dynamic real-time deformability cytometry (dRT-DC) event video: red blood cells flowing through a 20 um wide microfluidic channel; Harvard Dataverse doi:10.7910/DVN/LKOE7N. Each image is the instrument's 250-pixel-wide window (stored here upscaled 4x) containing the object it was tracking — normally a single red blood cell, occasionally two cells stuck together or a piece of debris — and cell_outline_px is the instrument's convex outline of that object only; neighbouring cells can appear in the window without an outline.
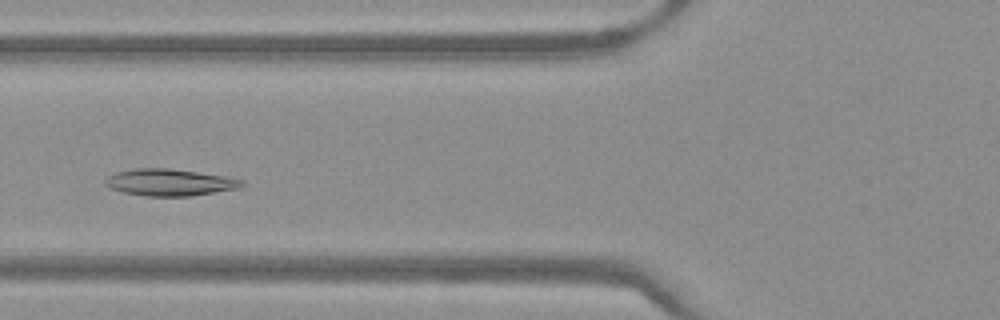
{"species": "Egyptian fruit bat (a non-hibernating species)", "species_latin": "Rousettus aegyptiacus", "temperature_condition": "warm", "stored_images_in_passage": 42, "camera_frame_rate_fps": 3000, "um_per_image_px": 0.085, "frame": {"image": 1, "passage_image": 11, "time_ms": 3.333, "image_size_px": [1000, 320], "cell_outline_px": [[244, 184], [236, 188], [192, 196], [144, 196], [124, 192], [112, 188], [104, 184], [104, 180], [108, 176], [116, 172], [136, 168], [168, 168], [224, 176], [244, 180]], "centroid_in_image_um": [14.39, 15.5], "position_along_channel_um": 111.4, "area_um2": 21.1}}
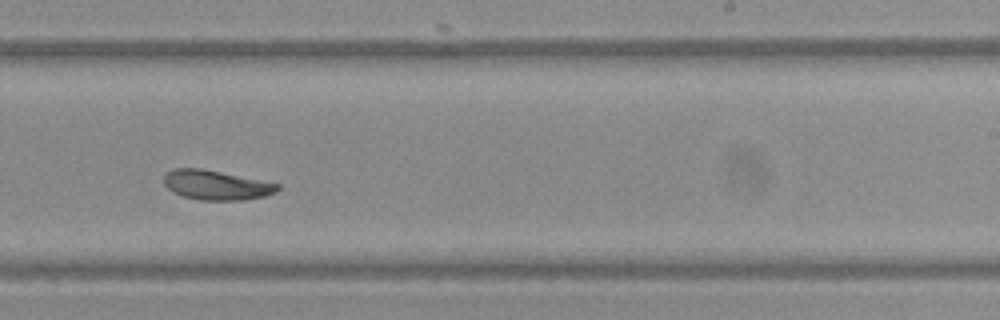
{"frame": {"image": 2, "passage_image": 23, "time_ms": 7.333, "image_size_px": [1000, 320], "cell_outline_px": [[280, 188], [276, 192], [264, 196], [244, 200], [200, 200], [184, 196], [172, 192], [164, 184], [164, 176], [172, 168], [200, 168], [280, 184]], "centroid_in_image_um": [18.37, 15.73], "position_along_channel_um": 270.6, "area_um2": 19.42}}
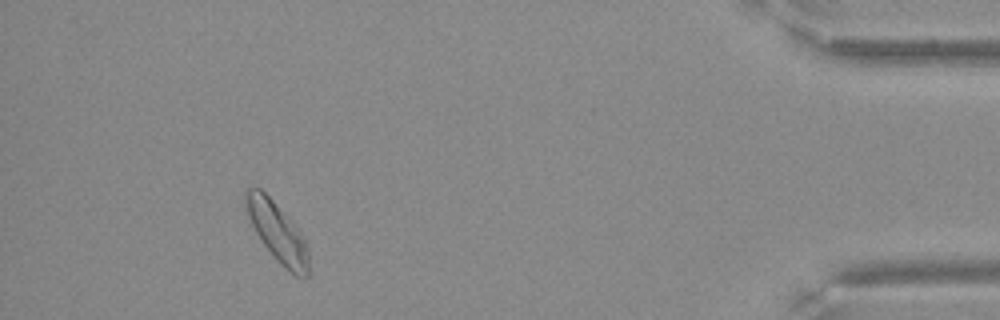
{"frame": {"image": 3, "passage_image": 38, "time_ms": 12.333, "image_size_px": [1000, 320], "cell_outline_px": [[308, 276], [296, 276], [280, 264], [264, 244], [256, 232], [244, 208], [244, 192], [248, 188], [260, 188], [296, 224], [308, 248]], "centroid_in_image_um": [23.56, 19.69], "position_along_channel_um": 411.6, "area_um2": 21.5}}